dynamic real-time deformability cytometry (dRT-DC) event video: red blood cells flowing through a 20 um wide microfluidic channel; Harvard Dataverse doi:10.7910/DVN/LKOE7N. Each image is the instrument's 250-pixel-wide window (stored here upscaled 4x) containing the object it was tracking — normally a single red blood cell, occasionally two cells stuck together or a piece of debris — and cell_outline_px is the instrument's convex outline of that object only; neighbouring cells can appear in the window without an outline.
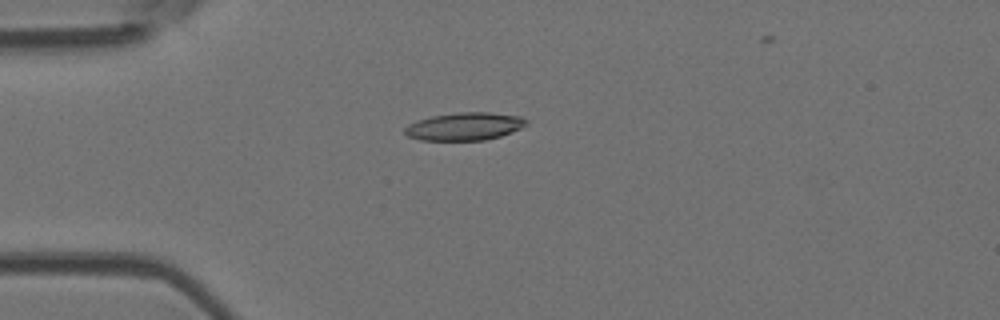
{"species": "Egyptian fruit bat (a non-hibernating species)", "species_latin": "Rousettus aegyptiacus", "temperature_condition": "room temperature", "stored_images_in_passage": 6, "camera_frame_rate_fps": 3000, "um_per_image_px": 0.085, "animal": {"sex": "female"}, "frame": {"image": 1, "passage_image": 4, "time_ms": 3.333, "image_size_px": [1000, 320], "cell_outline_px": [[528, 124], [512, 132], [500, 136], [484, 140], [420, 140], [408, 136], [404, 132], [404, 128], [408, 124], [416, 120], [432, 116], [460, 112], [488, 112], [520, 116], [528, 120]], "centroid_in_image_um": [39.48, 10.74], "position_along_channel_um": 45.5, "area_um2": 19.71}}
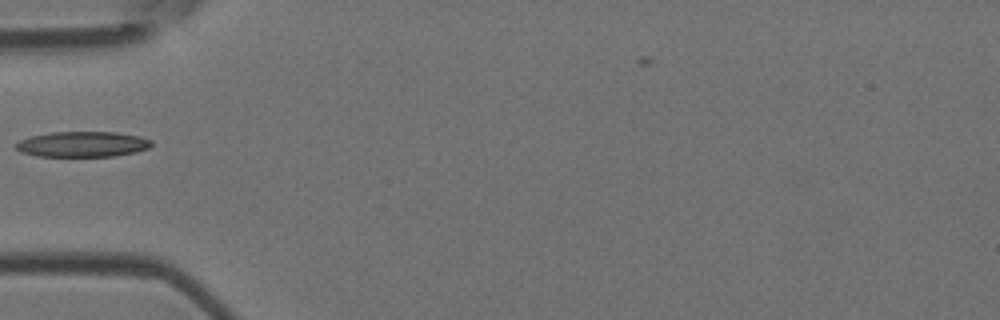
{"frame": {"image": 2, "passage_image": 5, "time_ms": 4.667, "image_size_px": [1000, 320], "cell_outline_px": [[152, 144], [148, 148], [136, 152], [112, 156], [36, 156], [20, 152], [16, 148], [16, 144], [20, 140], [32, 136], [52, 132], [116, 132], [140, 136], [152, 140]], "centroid_in_image_um": [7.03, 12.26], "position_along_channel_um": 78.0, "area_um2": 20.06}}
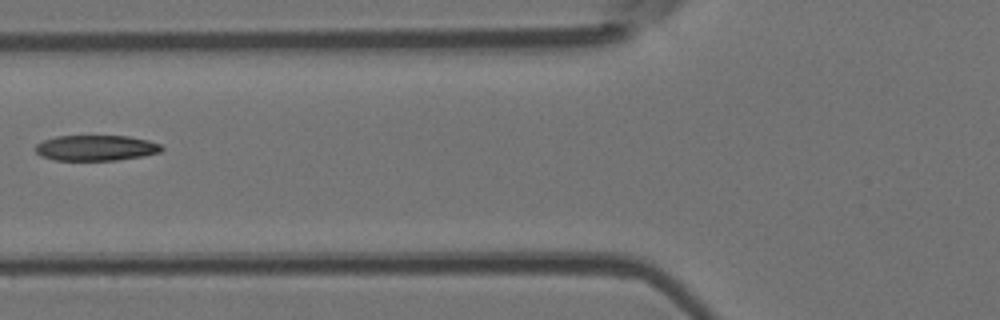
{"frame": {"image": 3, "passage_image": 6, "time_ms": 5.667, "image_size_px": [1000, 320], "cell_outline_px": [[164, 148], [160, 152], [144, 156], [116, 160], [52, 160], [40, 156], [36, 152], [36, 144], [44, 140], [56, 136], [128, 136], [148, 140], [160, 144]], "centroid_in_image_um": [8.15, 12.57], "position_along_channel_um": 117.6, "area_um2": 18.84}}